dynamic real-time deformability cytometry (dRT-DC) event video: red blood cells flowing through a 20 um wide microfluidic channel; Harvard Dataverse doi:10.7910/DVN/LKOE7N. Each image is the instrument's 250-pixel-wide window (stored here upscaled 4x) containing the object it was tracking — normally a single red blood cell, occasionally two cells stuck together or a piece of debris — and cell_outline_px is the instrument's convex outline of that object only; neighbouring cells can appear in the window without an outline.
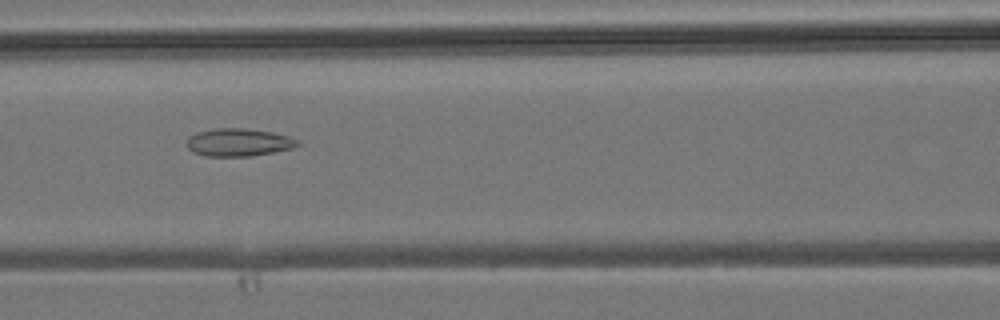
{"species": "common noctule bat (a hibernating species)", "species_latin": "Nyctalus noctula", "temperature_condition": "room temperature", "stored_images_in_passage": 5, "camera_frame_rate_fps": 3000, "um_per_image_px": 0.085, "animal": {"sex": "male", "body_mass_g": 19.2, "forearm_length_mm": 51.8}, "frame": {"image": 1, "passage_image": 5, "time_ms": 5.333, "image_size_px": [1000, 320], "cell_outline_px": [[300, 144], [292, 148], [252, 156], [204, 156], [192, 152], [188, 148], [188, 136], [196, 132], [216, 128], [244, 128], [272, 132], [288, 136], [300, 140]], "centroid_in_image_um": [20.27, 12.1], "position_along_channel_um": 146.3, "area_um2": 17.98}}